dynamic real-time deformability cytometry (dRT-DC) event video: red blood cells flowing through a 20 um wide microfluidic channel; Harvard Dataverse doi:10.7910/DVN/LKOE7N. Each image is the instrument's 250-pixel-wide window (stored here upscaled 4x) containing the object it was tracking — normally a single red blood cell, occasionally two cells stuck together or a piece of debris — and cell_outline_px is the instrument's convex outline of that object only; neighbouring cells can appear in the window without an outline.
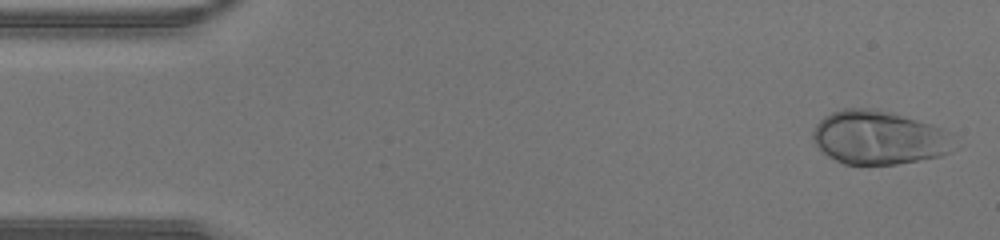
{"species": "human", "species_latin": "Homo sapiens", "temperature_condition": "warm", "stored_images_in_passage": 12, "camera_frame_rate_fps": 3000, "um_per_image_px": 0.085, "donor": {"sex": "male"}, "frame": {"image": 1, "passage_image": 1, "time_ms": 0.0, "image_size_px": [1000, 240], "cell_outline_px": [[956, 148], [952, 152], [940, 156], [896, 164], [844, 164], [828, 156], [816, 144], [812, 136], [812, 132], [816, 124], [824, 116], [832, 112], [844, 108], [876, 108], [932, 124], [952, 132]], "centroid_in_image_um": [74.75, 11.69], "position_along_channel_um": 10.2, "area_um2": 44.51}}
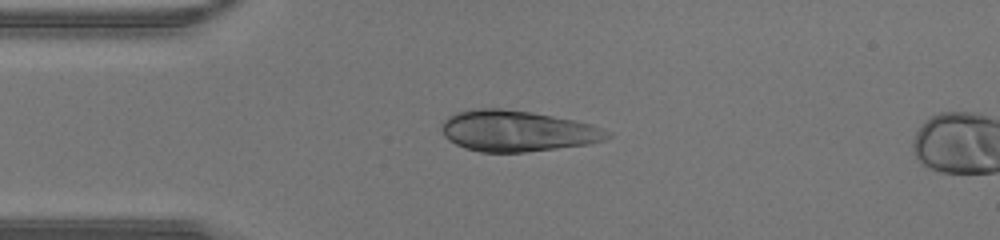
{"frame": {"image": 2, "passage_image": 10, "time_ms": 3.0, "image_size_px": [1000, 240], "cell_outline_px": [[612, 136], [604, 140], [588, 144], [524, 152], [480, 152], [464, 148], [456, 144], [444, 136], [440, 128], [440, 124], [448, 116], [456, 112], [472, 108], [500, 108], [532, 112], [576, 120], [592, 124], [612, 132]], "centroid_in_image_um": [43.95, 11.12], "position_along_channel_um": 41.0, "area_um2": 39.88}}